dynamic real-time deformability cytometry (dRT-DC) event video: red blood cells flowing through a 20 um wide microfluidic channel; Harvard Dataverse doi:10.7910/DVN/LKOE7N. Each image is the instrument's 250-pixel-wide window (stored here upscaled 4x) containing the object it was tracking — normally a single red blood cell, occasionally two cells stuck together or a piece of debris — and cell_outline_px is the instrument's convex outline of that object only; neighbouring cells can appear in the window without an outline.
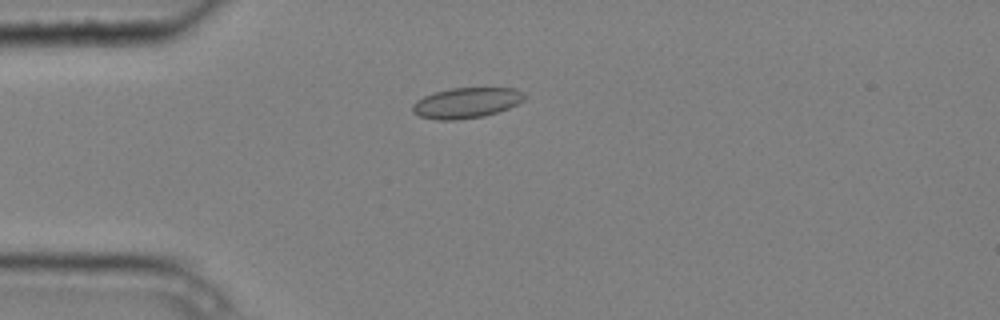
{"species": "common noctule bat (a hibernating species)", "species_latin": "Nyctalus noctula", "temperature_condition": "cold", "stored_images_in_passage": 5, "camera_frame_rate_fps": 3000, "um_per_image_px": 0.085, "animal": {"sex": "male", "body_mass_g": 20.4}, "frame": {"image": 1, "passage_image": 1, "time_ms": 0.0, "image_size_px": [1000, 320], "cell_outline_px": [[528, 96], [524, 100], [508, 108], [484, 116], [456, 120], [436, 120], [420, 116], [412, 112], [412, 104], [416, 100], [424, 96], [436, 92], [452, 88], [516, 88], [524, 92]], "centroid_in_image_um": [39.65, 8.74], "position_along_channel_um": 45.3, "area_um2": 19.94}}
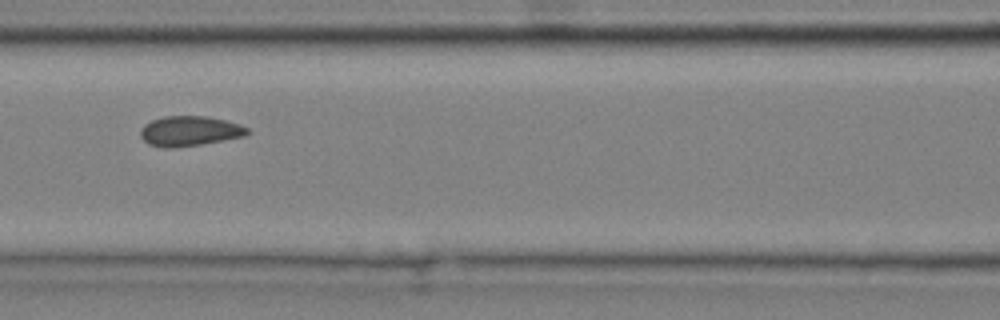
{"frame": {"image": 2, "passage_image": 4, "time_ms": 1.0, "image_size_px": [1000, 320], "cell_outline_px": [[252, 132], [244, 136], [224, 140], [176, 148], [164, 148], [148, 144], [140, 136], [140, 128], [144, 124], [152, 120], [164, 116], [204, 116], [224, 120], [240, 124], [248, 128]], "centroid_in_image_um": [16.1, 11.14], "position_along_channel_um": 150.5, "area_um2": 18.79}}
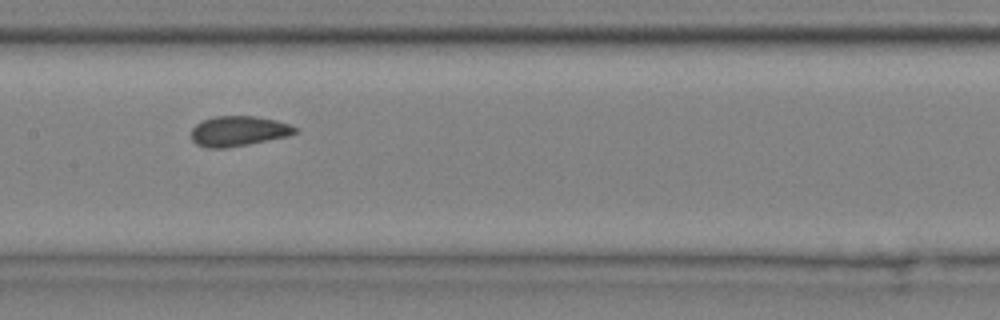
{"frame": {"image": 3, "passage_image": 5, "time_ms": 1.333, "image_size_px": [1000, 320], "cell_outline_px": [[300, 132], [288, 136], [228, 148], [204, 148], [196, 144], [192, 140], [192, 128], [200, 120], [216, 116], [256, 116], [276, 120], [288, 124], [296, 128]], "centroid_in_image_um": [20.25, 11.14], "position_along_channel_um": 187.1, "area_um2": 18.38}}